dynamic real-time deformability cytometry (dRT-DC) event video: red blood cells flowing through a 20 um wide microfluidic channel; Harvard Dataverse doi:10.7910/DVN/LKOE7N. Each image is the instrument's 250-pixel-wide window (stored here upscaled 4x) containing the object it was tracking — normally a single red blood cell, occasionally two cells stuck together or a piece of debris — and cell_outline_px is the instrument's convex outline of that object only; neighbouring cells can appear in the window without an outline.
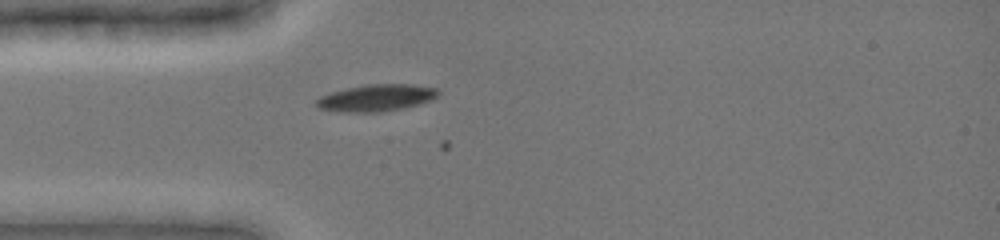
{"species": "common noctule bat (a hibernating species)", "species_latin": "Nyctalus noctula", "temperature_condition": "cold", "stored_images_in_passage": 31, "camera_frame_rate_fps": 3000, "um_per_image_px": 0.085, "animal": {"sex": "female", "body_mass_g": 19.0, "forearm_length_mm": 51.5}, "frame": {"image": 1, "passage_image": 14, "time_ms": 4.333, "image_size_px": [1000, 240], "cell_outline_px": [[440, 92], [432, 100], [404, 108], [380, 112], [340, 112], [316, 108], [316, 100], [320, 96], [332, 92], [364, 84], [412, 84], [436, 88]], "centroid_in_image_um": [31.97, 8.32], "position_along_channel_um": 53.0, "area_um2": 19.13}}